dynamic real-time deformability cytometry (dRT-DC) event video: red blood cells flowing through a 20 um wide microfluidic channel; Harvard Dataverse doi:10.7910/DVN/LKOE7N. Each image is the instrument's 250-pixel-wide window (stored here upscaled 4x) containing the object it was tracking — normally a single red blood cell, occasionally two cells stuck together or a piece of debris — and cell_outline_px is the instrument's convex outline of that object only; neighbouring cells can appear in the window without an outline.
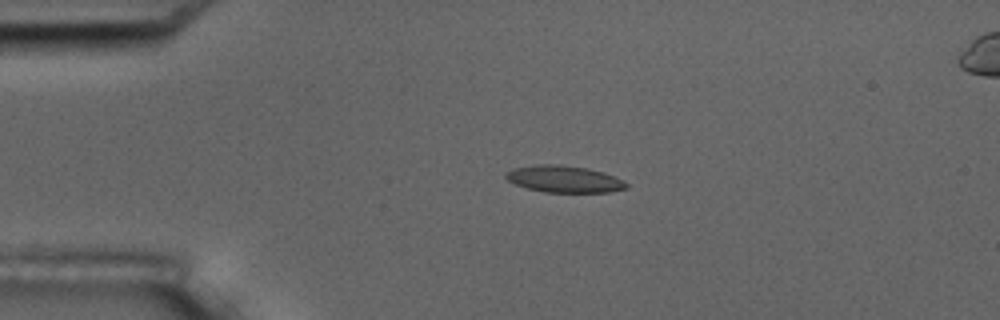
{"species": "common noctule bat (a hibernating species)", "species_latin": "Nyctalus noctula", "temperature_condition": "room temperature", "stored_images_in_passage": 5, "camera_frame_rate_fps": 3000, "um_per_image_px": 0.085, "animal": {"sex": "male", "body_mass_g": 17.5, "forearm_length_mm": 52.3}, "frame": {"image": 1, "passage_image": 4, "time_ms": 3.333, "image_size_px": [1000, 320], "cell_outline_px": [[628, 188], [608, 192], [544, 192], [528, 188], [516, 184], [508, 180], [504, 176], [504, 172], [512, 168], [536, 164], [560, 164], [584, 168], [604, 172], [624, 180], [628, 184]], "centroid_in_image_um": [47.94, 15.21], "position_along_channel_um": 37.1, "area_um2": 18.9}}